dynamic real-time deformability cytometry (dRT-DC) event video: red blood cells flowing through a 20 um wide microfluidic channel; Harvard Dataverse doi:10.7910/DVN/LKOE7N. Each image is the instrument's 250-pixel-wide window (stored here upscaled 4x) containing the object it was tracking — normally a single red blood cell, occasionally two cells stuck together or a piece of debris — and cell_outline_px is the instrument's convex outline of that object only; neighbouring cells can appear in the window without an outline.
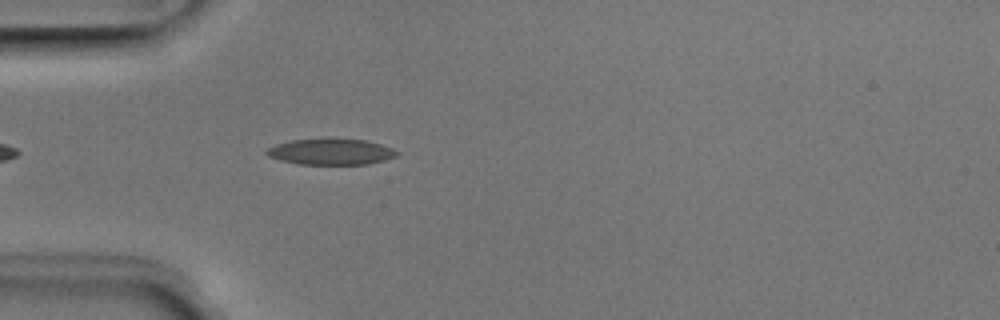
{"species": "Egyptian fruit bat (a non-hibernating species)", "species_latin": "Rousettus aegyptiacus", "temperature_condition": "room temperature", "stored_images_in_passage": 26, "camera_frame_rate_fps": 3000, "um_per_image_px": 0.085, "animal": {"sex": "male"}, "frame": {"image": 1, "passage_image": 4, "time_ms": 1.0, "image_size_px": [1000, 320], "cell_outline_px": [[400, 152], [396, 156], [384, 160], [368, 164], [300, 164], [280, 160], [268, 156], [264, 152], [268, 148], [276, 144], [292, 140], [364, 140], [380, 144], [392, 148]], "centroid_in_image_um": [28.13, 12.92], "position_along_channel_um": 56.9, "area_um2": 19.25}}
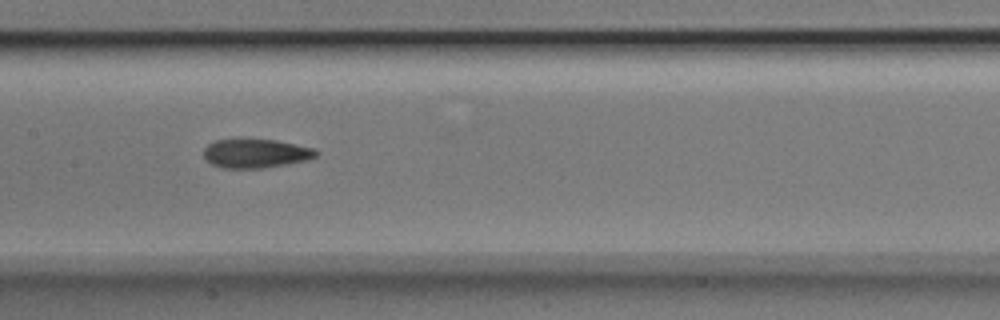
{"frame": {"image": 2, "passage_image": 14, "time_ms": 4.333, "image_size_px": [1000, 320], "cell_outline_px": [[320, 152], [316, 156], [308, 160], [260, 168], [220, 168], [212, 164], [204, 156], [204, 148], [208, 144], [216, 140], [240, 136], [276, 140], [312, 148]], "centroid_in_image_um": [21.69, 12.99], "position_along_channel_um": 185.7, "area_um2": 19.48}}
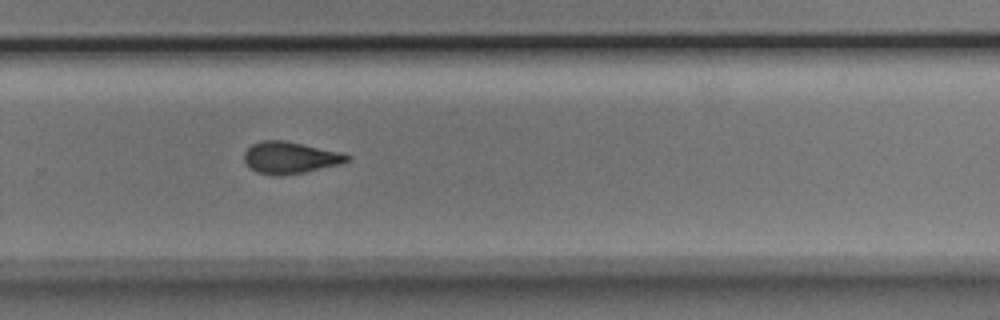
{"frame": {"image": 3, "passage_image": 23, "time_ms": 7.333, "image_size_px": [1000, 320], "cell_outline_px": [[352, 156], [348, 160], [340, 164], [304, 172], [280, 176], [276, 176], [256, 172], [244, 160], [244, 152], [252, 144], [260, 140], [284, 140], [340, 152]], "centroid_in_image_um": [24.64, 13.4], "position_along_channel_um": 305.2, "area_um2": 18.96}}